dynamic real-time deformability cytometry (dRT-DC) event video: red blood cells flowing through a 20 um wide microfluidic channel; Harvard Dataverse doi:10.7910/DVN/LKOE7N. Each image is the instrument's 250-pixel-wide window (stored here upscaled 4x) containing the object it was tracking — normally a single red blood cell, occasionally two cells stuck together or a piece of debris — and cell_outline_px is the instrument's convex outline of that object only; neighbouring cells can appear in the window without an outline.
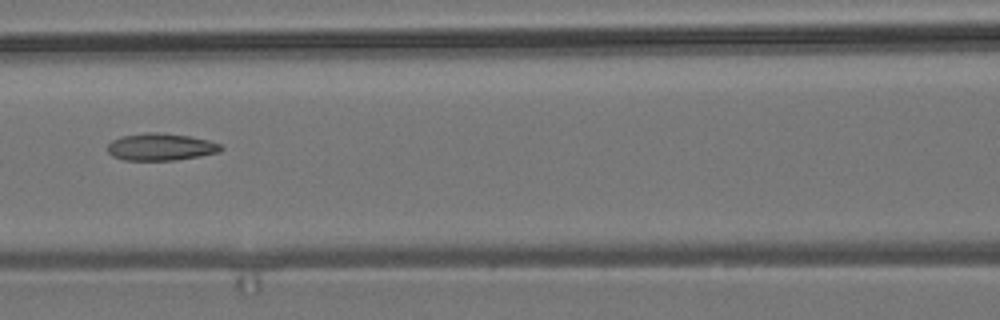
{"species": "common noctule bat (a hibernating species)", "species_latin": "Nyctalus noctula", "temperature_condition": "room temperature", "stored_images_in_passage": 10, "camera_frame_rate_fps": 3000, "um_per_image_px": 0.085, "animal": {"sex": "male", "body_mass_g": 19.2, "forearm_length_mm": 51.8}, "frame": {"image": 1, "passage_image": 7, "time_ms": 8.333, "image_size_px": [1000, 320], "cell_outline_px": [[224, 148], [220, 152], [200, 156], [176, 160], [124, 160], [112, 156], [108, 152], [108, 144], [112, 140], [120, 136], [144, 132], [156, 132], [188, 136], [208, 140], [220, 144]], "centroid_in_image_um": [13.65, 12.49], "position_along_channel_um": 153.0, "area_um2": 18.03}}
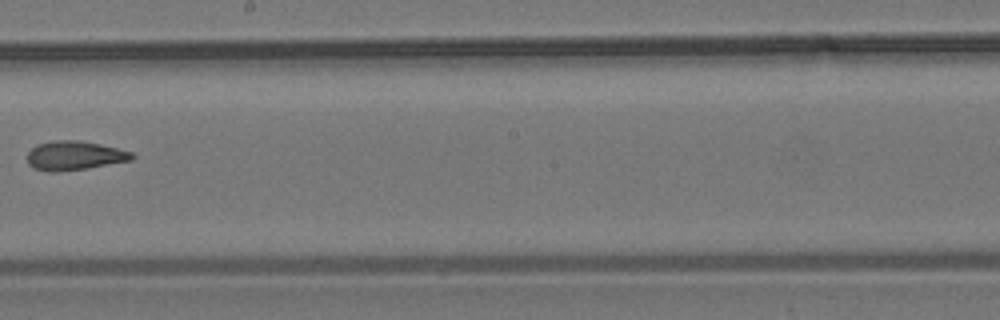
{"frame": {"image": 2, "passage_image": 9, "time_ms": 10.667, "image_size_px": [1000, 320], "cell_outline_px": [[136, 156], [132, 160], [88, 168], [60, 172], [48, 172], [32, 168], [28, 164], [28, 152], [36, 144], [52, 140], [76, 140], [100, 144], [132, 152]], "centroid_in_image_um": [6.3, 13.23], "position_along_channel_um": 241.9, "area_um2": 17.92}}
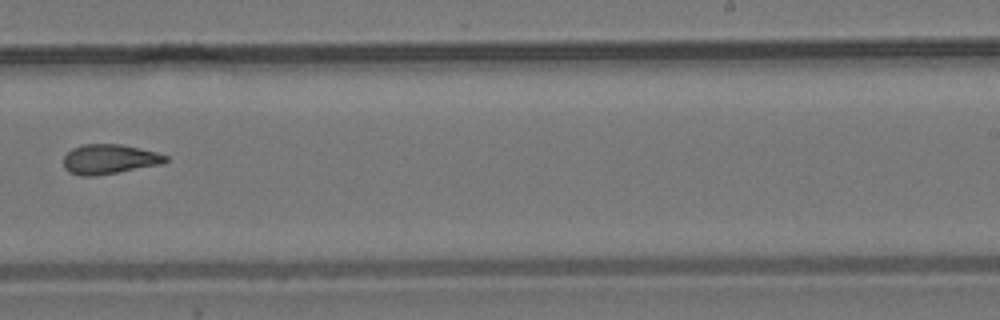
{"frame": {"image": 3, "passage_image": 10, "time_ms": 11.667, "image_size_px": [1000, 320], "cell_outline_px": [[168, 160], [160, 164], [96, 176], [84, 176], [68, 172], [64, 168], [64, 156], [72, 148], [80, 144], [120, 144], [156, 152], [168, 156]], "centroid_in_image_um": [9.25, 13.52], "position_along_channel_um": 279.7, "area_um2": 17.57}}